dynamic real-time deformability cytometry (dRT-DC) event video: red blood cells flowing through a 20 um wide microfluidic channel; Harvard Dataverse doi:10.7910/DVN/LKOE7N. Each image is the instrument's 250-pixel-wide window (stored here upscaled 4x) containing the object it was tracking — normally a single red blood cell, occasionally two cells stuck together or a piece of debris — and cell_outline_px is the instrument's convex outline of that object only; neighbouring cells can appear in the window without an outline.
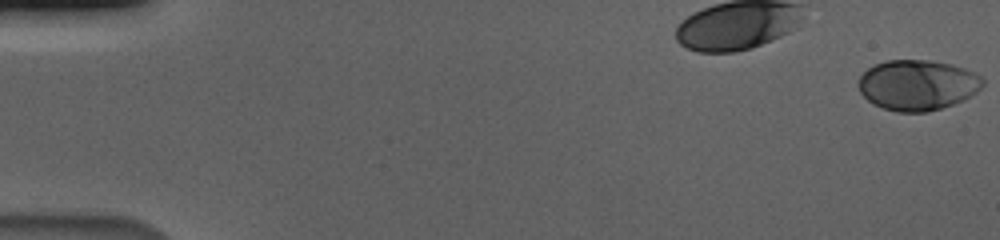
{"species": "human", "species_latin": "Homo sapiens", "temperature_condition": "cold", "stored_images_in_passage": 59, "camera_frame_rate_fps": 3000, "um_per_image_px": 0.085, "donor": {"sex": "male"}, "frame": {"image": 1, "passage_image": 1, "time_ms": 0.0, "image_size_px": [1000, 240], "cell_outline_px": [[984, 84], [976, 92], [964, 100], [928, 112], [896, 112], [872, 104], [860, 92], [856, 84], [860, 76], [868, 68], [876, 64], [888, 60], [928, 60], [952, 64], [964, 68], [980, 76], [984, 80]], "centroid_in_image_um": [77.96, 7.23], "position_along_channel_um": 7.0, "area_um2": 36.59}}
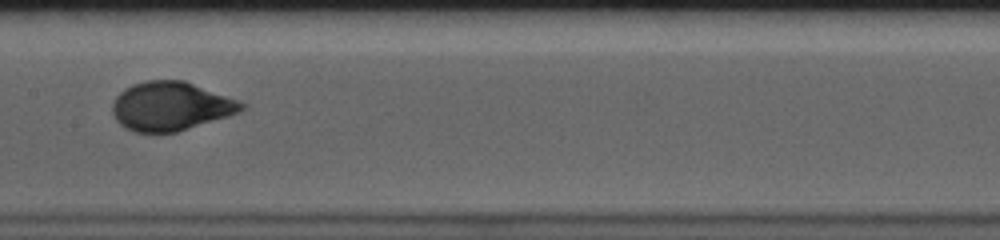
{"frame": {"image": 2, "passage_image": 31, "time_ms": 10.0, "image_size_px": [1000, 240], "cell_outline_px": [[248, 108], [240, 112], [228, 116], [176, 132], [136, 132], [120, 124], [116, 120], [112, 112], [112, 104], [116, 96], [124, 88], [132, 84], [148, 80], [184, 80], [248, 104]], "centroid_in_image_um": [14.52, 9.02], "position_along_channel_um": 192.9, "area_um2": 36.65}}
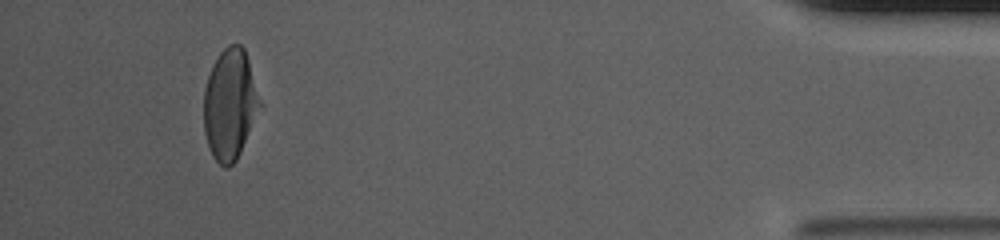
{"frame": {"image": 3, "passage_image": 55, "time_ms": 18.0, "image_size_px": [1000, 240], "cell_outline_px": [[260, 104], [240, 152], [236, 160], [228, 168], [224, 168], [212, 156], [204, 132], [204, 88], [212, 64], [220, 52], [228, 44], [240, 44], [244, 48], [248, 60], [260, 100]], "centroid_in_image_um": [19.5, 8.85], "position_along_channel_um": 415.7, "area_um2": 35.55}, "authors_computed_cell_mechanics": {"area_um2": 36.2406, "velocity_mm_per_s": 3.5701, "shape_relaxation_time_tau1_ms": 3.1808, "shape_relaxation_time_tau2_ms": null, "deformation_change_tau1": 0.1619, "deformation_change_tau2": null}}